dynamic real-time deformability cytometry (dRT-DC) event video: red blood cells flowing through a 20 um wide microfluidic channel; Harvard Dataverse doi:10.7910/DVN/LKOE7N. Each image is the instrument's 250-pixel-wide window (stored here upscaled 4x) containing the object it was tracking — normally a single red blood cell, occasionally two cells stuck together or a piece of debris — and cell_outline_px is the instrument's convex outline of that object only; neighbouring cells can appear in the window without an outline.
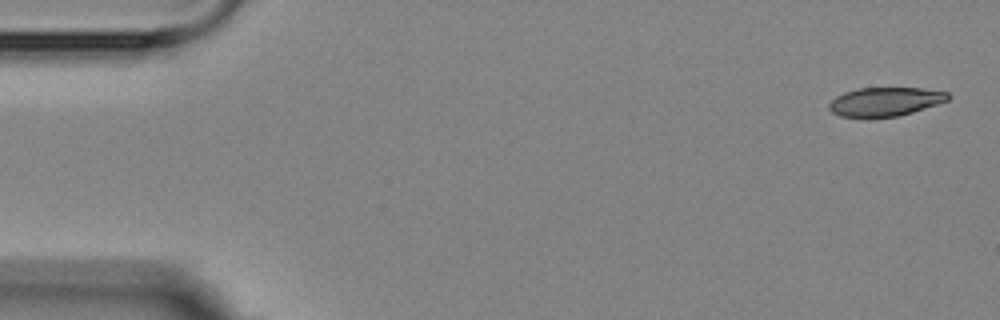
{"species": "Egyptian fruit bat (a non-hibernating species)", "species_latin": "Rousettus aegyptiacus", "temperature_condition": "room temperature", "stored_images_in_passage": 6, "camera_frame_rate_fps": 3000, "um_per_image_px": 0.085, "animal": {"sex": "female"}, "frame": {"image": 1, "passage_image": 6, "time_ms": 6.667, "image_size_px": [1000, 320], "cell_outline_px": [[952, 96], [948, 100], [912, 112], [896, 116], [840, 116], [832, 112], [828, 108], [828, 104], [836, 96], [844, 92], [856, 88], [920, 88], [948, 92]], "centroid_in_image_um": [75.23, 8.62], "position_along_channel_um": 9.8, "area_um2": 19.65}}